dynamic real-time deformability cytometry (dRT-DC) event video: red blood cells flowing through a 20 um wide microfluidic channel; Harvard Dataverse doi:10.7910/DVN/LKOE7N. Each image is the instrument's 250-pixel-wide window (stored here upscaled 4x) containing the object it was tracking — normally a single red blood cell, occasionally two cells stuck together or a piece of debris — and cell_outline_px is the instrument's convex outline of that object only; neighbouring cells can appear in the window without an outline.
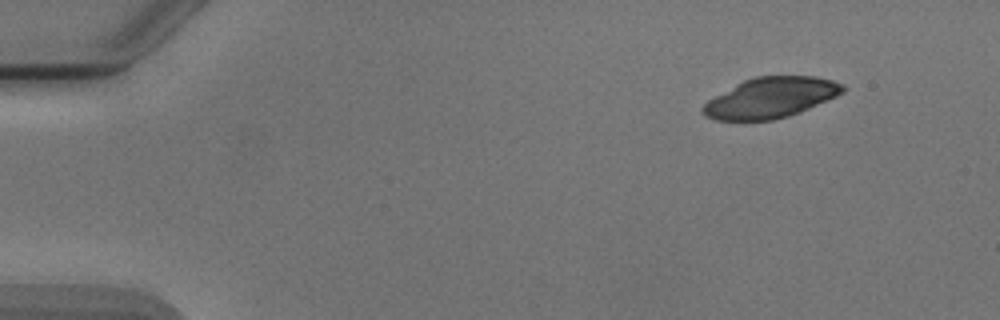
{"species": "Egyptian fruit bat (a non-hibernating species)", "species_latin": "Rousettus aegyptiacus", "temperature_condition": "cold", "stored_images_in_passage": 5, "camera_frame_rate_fps": 3000, "um_per_image_px": 0.085, "animal": {"sex": "male"}, "frame": {"image": 1, "passage_image": 1, "time_ms": 0.0, "image_size_px": [1000, 320], "cell_outline_px": [[844, 92], [836, 96], [800, 112], [788, 116], [772, 120], [716, 120], [708, 116], [700, 108], [708, 100], [736, 84], [752, 76], [816, 76], [832, 80], [844, 84]], "centroid_in_image_um": [65.53, 8.29], "position_along_channel_um": 19.5, "area_um2": 32.71}}